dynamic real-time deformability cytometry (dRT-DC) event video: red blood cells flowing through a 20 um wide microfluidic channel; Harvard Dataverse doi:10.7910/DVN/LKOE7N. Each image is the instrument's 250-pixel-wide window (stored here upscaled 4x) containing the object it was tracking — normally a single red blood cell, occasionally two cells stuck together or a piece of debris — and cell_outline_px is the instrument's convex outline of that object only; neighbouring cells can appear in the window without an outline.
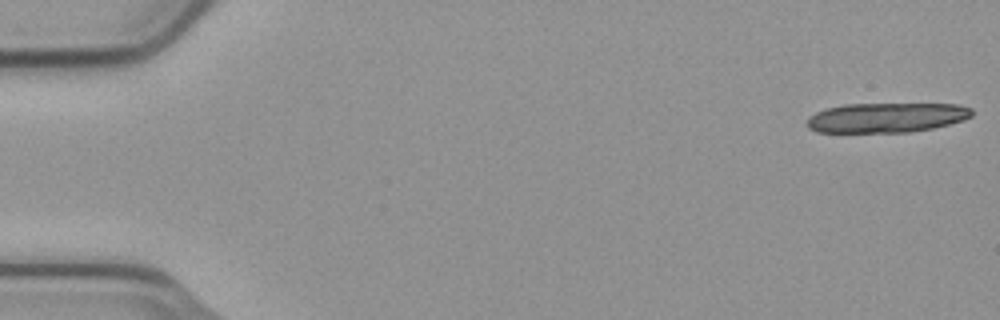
{"species": "common noctule bat (a hibernating species)", "species_latin": "Nyctalus noctula", "temperature_condition": "cold", "stored_images_in_passage": 20, "camera_frame_rate_fps": 3000, "um_per_image_px": 0.085, "animal": {"sex": "male", "body_mass_g": 23.1, "forearm_length_mm": 52.7}, "frame": {"image": 1, "passage_image": 1, "time_ms": 0.0, "image_size_px": [1000, 320], "cell_outline_px": [[972, 116], [964, 120], [932, 128], [908, 132], [816, 132], [808, 128], [808, 116], [824, 108], [844, 104], [956, 104], [972, 108]], "centroid_in_image_um": [75.33, 9.99], "position_along_channel_um": 9.7, "area_um2": 28.61}}